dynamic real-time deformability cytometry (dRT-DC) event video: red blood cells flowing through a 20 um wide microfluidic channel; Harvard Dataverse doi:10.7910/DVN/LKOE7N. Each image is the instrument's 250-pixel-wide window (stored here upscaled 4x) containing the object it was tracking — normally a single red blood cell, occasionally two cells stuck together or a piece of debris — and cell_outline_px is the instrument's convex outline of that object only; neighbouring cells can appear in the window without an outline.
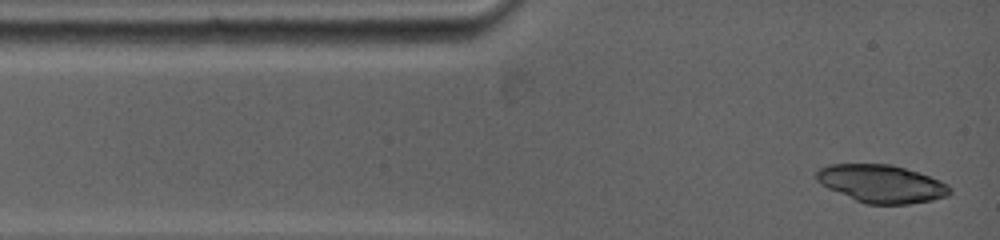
{"species": "common noctule bat (a hibernating species)", "species_latin": "Nyctalus noctula", "temperature_condition": "warm", "stored_images_in_passage": 4, "camera_frame_rate_fps": 5000, "um_per_image_px": 0.085, "animal": {"sex": "female", "body_mass_g": 19.0, "forearm_length_mm": 53.3}, "frame": {"image": 1, "passage_image": 1, "time_ms": 0.0, "image_size_px": [1000, 240], "cell_outline_px": [[952, 192], [948, 196], [932, 200], [908, 204], [868, 204], [856, 200], [828, 188], [820, 184], [816, 180], [816, 172], [820, 168], [828, 164], [892, 164], [940, 180], [948, 184], [952, 188]], "centroid_in_image_um": [74.94, 15.61], "position_along_channel_um": 10.1, "area_um2": 29.36}}